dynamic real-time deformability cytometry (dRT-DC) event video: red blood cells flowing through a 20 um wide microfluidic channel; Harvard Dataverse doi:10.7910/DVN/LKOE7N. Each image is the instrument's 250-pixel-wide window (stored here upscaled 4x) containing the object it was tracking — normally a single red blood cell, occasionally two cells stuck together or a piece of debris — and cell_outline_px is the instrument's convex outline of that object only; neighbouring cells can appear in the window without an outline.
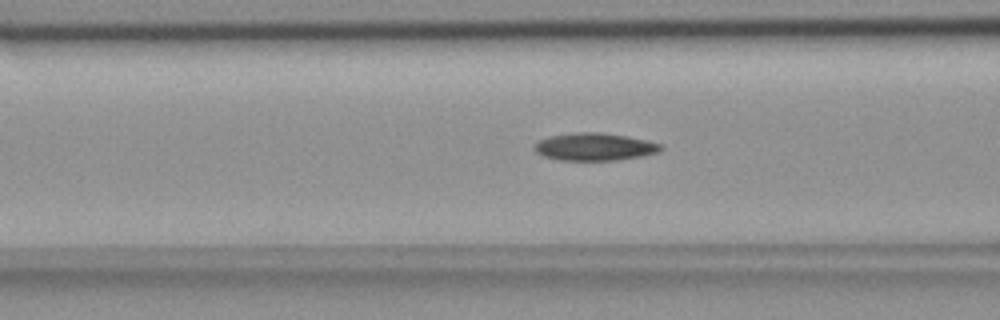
{"species": "common noctule bat (a hibernating species)", "species_latin": "Nyctalus noctula", "temperature_condition": "room temperature", "stored_images_in_passage": 54, "camera_frame_rate_fps": 3000, "um_per_image_px": 0.085, "animal": {"sex": "female", "body_mass_g": 18.4}, "frame": {"image": 1, "passage_image": 21, "time_ms": 6.667, "image_size_px": [1000, 320], "cell_outline_px": [[664, 148], [660, 152], [640, 156], [616, 160], [560, 160], [544, 156], [536, 152], [532, 148], [540, 140], [552, 136], [576, 132], [600, 132], [628, 136], [648, 140], [664, 144]], "centroid_in_image_um": [50.6, 12.47], "position_along_channel_um": 116.0, "area_um2": 20.35}}
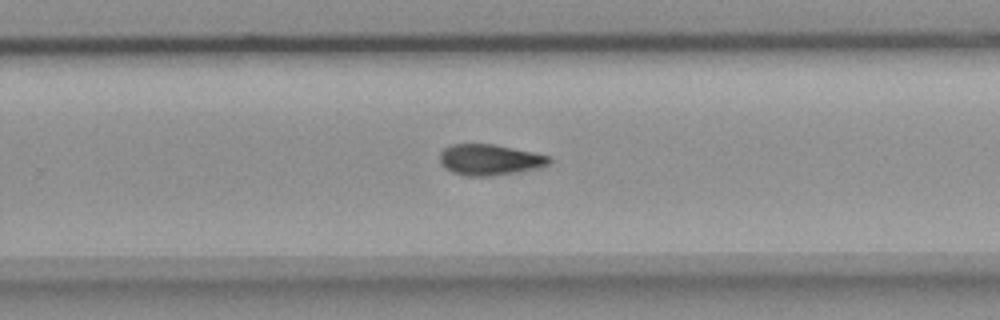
{"frame": {"image": 2, "passage_image": 35, "time_ms": 11.333, "image_size_px": [1000, 320], "cell_outline_px": [[552, 164], [536, 168], [516, 172], [488, 176], [468, 176], [452, 172], [444, 168], [440, 160], [440, 152], [448, 144], [496, 144], [552, 156]], "centroid_in_image_um": [41.64, 13.56], "position_along_channel_um": 288.2, "area_um2": 19.88}}
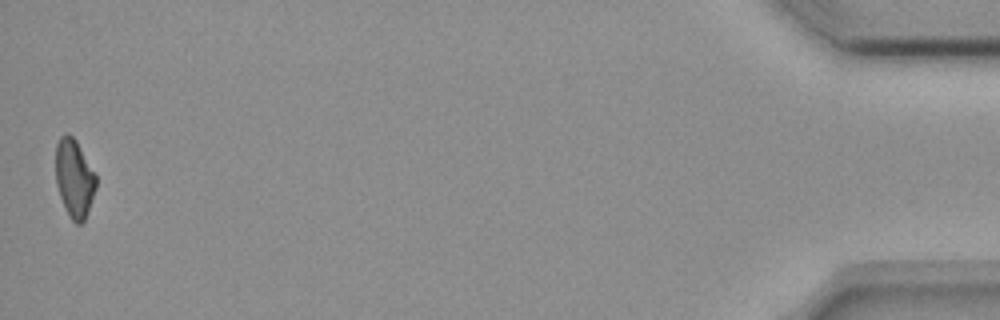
{"frame": {"image": 3, "passage_image": 54, "time_ms": 17.667, "image_size_px": [1000, 320], "cell_outline_px": [[96, 188], [84, 220], [80, 224], [76, 224], [68, 216], [60, 196], [56, 184], [56, 144], [60, 136], [64, 132], [68, 132], [76, 140], [96, 176]], "centroid_in_image_um": [6.29, 15.14], "position_along_channel_um": 428.9, "area_um2": 18.26}, "authors_computed_cell_mechanics": {"area_um2": 19.7965, "velocity_mm_per_s": 3.7009, "shape_relaxation_time_tau1_ms": null, "shape_relaxation_time_tau2_ms": 6.7489, "deformation_change_tau1": null, "deformation_change_tau2": 0.1315}}